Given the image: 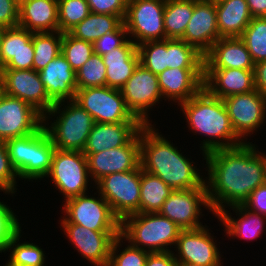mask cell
Here are the masks:
<instances>
[{
	"label": "cell",
	"mask_w": 266,
	"mask_h": 266,
	"mask_svg": "<svg viewBox=\"0 0 266 266\" xmlns=\"http://www.w3.org/2000/svg\"><path fill=\"white\" fill-rule=\"evenodd\" d=\"M204 160L208 168V200L215 215L225 206L243 205L249 194L264 184V153L255 144L245 141L216 149L206 153Z\"/></svg>",
	"instance_id": "obj_1"
},
{
	"label": "cell",
	"mask_w": 266,
	"mask_h": 266,
	"mask_svg": "<svg viewBox=\"0 0 266 266\" xmlns=\"http://www.w3.org/2000/svg\"><path fill=\"white\" fill-rule=\"evenodd\" d=\"M140 165L142 170L160 177L173 190L198 188L207 181L193 161L184 157L151 123L140 129Z\"/></svg>",
	"instance_id": "obj_2"
},
{
	"label": "cell",
	"mask_w": 266,
	"mask_h": 266,
	"mask_svg": "<svg viewBox=\"0 0 266 266\" xmlns=\"http://www.w3.org/2000/svg\"><path fill=\"white\" fill-rule=\"evenodd\" d=\"M179 106L192 132L208 136L200 147L203 156L216 149L231 148L244 143L232 127L223 100L211 95L204 87Z\"/></svg>",
	"instance_id": "obj_3"
},
{
	"label": "cell",
	"mask_w": 266,
	"mask_h": 266,
	"mask_svg": "<svg viewBox=\"0 0 266 266\" xmlns=\"http://www.w3.org/2000/svg\"><path fill=\"white\" fill-rule=\"evenodd\" d=\"M181 230L158 212L134 213L121 220L120 236L130 245L150 253L168 252L171 249L167 246L176 245Z\"/></svg>",
	"instance_id": "obj_4"
},
{
	"label": "cell",
	"mask_w": 266,
	"mask_h": 266,
	"mask_svg": "<svg viewBox=\"0 0 266 266\" xmlns=\"http://www.w3.org/2000/svg\"><path fill=\"white\" fill-rule=\"evenodd\" d=\"M64 103L65 101L55 103L43 116V127L56 149L83 152L95 121L74 100H67V106ZM62 106L63 108L60 109ZM57 114L59 115L49 126V116L56 117Z\"/></svg>",
	"instance_id": "obj_5"
},
{
	"label": "cell",
	"mask_w": 266,
	"mask_h": 266,
	"mask_svg": "<svg viewBox=\"0 0 266 266\" xmlns=\"http://www.w3.org/2000/svg\"><path fill=\"white\" fill-rule=\"evenodd\" d=\"M6 145L19 178L40 180L47 177L56 148L43 125L28 136L7 140Z\"/></svg>",
	"instance_id": "obj_6"
},
{
	"label": "cell",
	"mask_w": 266,
	"mask_h": 266,
	"mask_svg": "<svg viewBox=\"0 0 266 266\" xmlns=\"http://www.w3.org/2000/svg\"><path fill=\"white\" fill-rule=\"evenodd\" d=\"M74 101L93 117L95 123L140 121L127 108L119 89L108 86L77 89Z\"/></svg>",
	"instance_id": "obj_7"
},
{
	"label": "cell",
	"mask_w": 266,
	"mask_h": 266,
	"mask_svg": "<svg viewBox=\"0 0 266 266\" xmlns=\"http://www.w3.org/2000/svg\"><path fill=\"white\" fill-rule=\"evenodd\" d=\"M141 165L131 171L116 172L100 179L98 193L109 203L113 213L122 220L139 213Z\"/></svg>",
	"instance_id": "obj_8"
},
{
	"label": "cell",
	"mask_w": 266,
	"mask_h": 266,
	"mask_svg": "<svg viewBox=\"0 0 266 266\" xmlns=\"http://www.w3.org/2000/svg\"><path fill=\"white\" fill-rule=\"evenodd\" d=\"M166 0H134L127 3L123 20L129 37L137 46L166 39L164 8ZM131 35V36H130Z\"/></svg>",
	"instance_id": "obj_9"
},
{
	"label": "cell",
	"mask_w": 266,
	"mask_h": 266,
	"mask_svg": "<svg viewBox=\"0 0 266 266\" xmlns=\"http://www.w3.org/2000/svg\"><path fill=\"white\" fill-rule=\"evenodd\" d=\"M51 177L56 188L64 195V200L88 194L89 170L87 158L82 151L55 149L51 169L47 177Z\"/></svg>",
	"instance_id": "obj_10"
},
{
	"label": "cell",
	"mask_w": 266,
	"mask_h": 266,
	"mask_svg": "<svg viewBox=\"0 0 266 266\" xmlns=\"http://www.w3.org/2000/svg\"><path fill=\"white\" fill-rule=\"evenodd\" d=\"M86 194L65 200L61 222H70L94 231H120L121 220L113 213L109 203L100 195Z\"/></svg>",
	"instance_id": "obj_11"
},
{
	"label": "cell",
	"mask_w": 266,
	"mask_h": 266,
	"mask_svg": "<svg viewBox=\"0 0 266 266\" xmlns=\"http://www.w3.org/2000/svg\"><path fill=\"white\" fill-rule=\"evenodd\" d=\"M201 206L212 211L205 182L198 188L174 190L158 213L169 218L182 230L197 229L204 226L199 218Z\"/></svg>",
	"instance_id": "obj_12"
},
{
	"label": "cell",
	"mask_w": 266,
	"mask_h": 266,
	"mask_svg": "<svg viewBox=\"0 0 266 266\" xmlns=\"http://www.w3.org/2000/svg\"><path fill=\"white\" fill-rule=\"evenodd\" d=\"M120 91L132 114L143 124H150L147 109H151L163 98L157 75L139 63Z\"/></svg>",
	"instance_id": "obj_13"
},
{
	"label": "cell",
	"mask_w": 266,
	"mask_h": 266,
	"mask_svg": "<svg viewBox=\"0 0 266 266\" xmlns=\"http://www.w3.org/2000/svg\"><path fill=\"white\" fill-rule=\"evenodd\" d=\"M43 125V116L21 99L0 96V141L35 133Z\"/></svg>",
	"instance_id": "obj_14"
},
{
	"label": "cell",
	"mask_w": 266,
	"mask_h": 266,
	"mask_svg": "<svg viewBox=\"0 0 266 266\" xmlns=\"http://www.w3.org/2000/svg\"><path fill=\"white\" fill-rule=\"evenodd\" d=\"M3 93L23 100L44 116L54 106L34 69H0Z\"/></svg>",
	"instance_id": "obj_15"
},
{
	"label": "cell",
	"mask_w": 266,
	"mask_h": 266,
	"mask_svg": "<svg viewBox=\"0 0 266 266\" xmlns=\"http://www.w3.org/2000/svg\"><path fill=\"white\" fill-rule=\"evenodd\" d=\"M222 100L232 127L241 141L263 125L266 118V99L258 90L234 94Z\"/></svg>",
	"instance_id": "obj_16"
},
{
	"label": "cell",
	"mask_w": 266,
	"mask_h": 266,
	"mask_svg": "<svg viewBox=\"0 0 266 266\" xmlns=\"http://www.w3.org/2000/svg\"><path fill=\"white\" fill-rule=\"evenodd\" d=\"M83 154L95 184L106 175L135 170L140 166V131L126 145Z\"/></svg>",
	"instance_id": "obj_17"
},
{
	"label": "cell",
	"mask_w": 266,
	"mask_h": 266,
	"mask_svg": "<svg viewBox=\"0 0 266 266\" xmlns=\"http://www.w3.org/2000/svg\"><path fill=\"white\" fill-rule=\"evenodd\" d=\"M61 226L83 258L95 266L108 265L113 242L120 231H94L70 222H61Z\"/></svg>",
	"instance_id": "obj_18"
},
{
	"label": "cell",
	"mask_w": 266,
	"mask_h": 266,
	"mask_svg": "<svg viewBox=\"0 0 266 266\" xmlns=\"http://www.w3.org/2000/svg\"><path fill=\"white\" fill-rule=\"evenodd\" d=\"M200 227L197 229L181 230L176 241L178 255L174 254L177 262L191 263L201 266H223L221 252L214 242L209 229Z\"/></svg>",
	"instance_id": "obj_19"
},
{
	"label": "cell",
	"mask_w": 266,
	"mask_h": 266,
	"mask_svg": "<svg viewBox=\"0 0 266 266\" xmlns=\"http://www.w3.org/2000/svg\"><path fill=\"white\" fill-rule=\"evenodd\" d=\"M219 38L215 1L194 0V11L181 39L205 55Z\"/></svg>",
	"instance_id": "obj_20"
},
{
	"label": "cell",
	"mask_w": 266,
	"mask_h": 266,
	"mask_svg": "<svg viewBox=\"0 0 266 266\" xmlns=\"http://www.w3.org/2000/svg\"><path fill=\"white\" fill-rule=\"evenodd\" d=\"M157 77L163 99L181 104L203 88L204 68H167Z\"/></svg>",
	"instance_id": "obj_21"
},
{
	"label": "cell",
	"mask_w": 266,
	"mask_h": 266,
	"mask_svg": "<svg viewBox=\"0 0 266 266\" xmlns=\"http://www.w3.org/2000/svg\"><path fill=\"white\" fill-rule=\"evenodd\" d=\"M33 33L19 25L5 29L1 41L0 69H33Z\"/></svg>",
	"instance_id": "obj_22"
},
{
	"label": "cell",
	"mask_w": 266,
	"mask_h": 266,
	"mask_svg": "<svg viewBox=\"0 0 266 266\" xmlns=\"http://www.w3.org/2000/svg\"><path fill=\"white\" fill-rule=\"evenodd\" d=\"M203 87L213 96L224 99L255 90L254 70L204 68Z\"/></svg>",
	"instance_id": "obj_23"
},
{
	"label": "cell",
	"mask_w": 266,
	"mask_h": 266,
	"mask_svg": "<svg viewBox=\"0 0 266 266\" xmlns=\"http://www.w3.org/2000/svg\"><path fill=\"white\" fill-rule=\"evenodd\" d=\"M48 97L54 102L75 100L77 90L76 72L62 55L51 60L38 72Z\"/></svg>",
	"instance_id": "obj_24"
},
{
	"label": "cell",
	"mask_w": 266,
	"mask_h": 266,
	"mask_svg": "<svg viewBox=\"0 0 266 266\" xmlns=\"http://www.w3.org/2000/svg\"><path fill=\"white\" fill-rule=\"evenodd\" d=\"M141 121L128 123H95L83 153H99L126 145L141 129Z\"/></svg>",
	"instance_id": "obj_25"
},
{
	"label": "cell",
	"mask_w": 266,
	"mask_h": 266,
	"mask_svg": "<svg viewBox=\"0 0 266 266\" xmlns=\"http://www.w3.org/2000/svg\"><path fill=\"white\" fill-rule=\"evenodd\" d=\"M254 65L240 37L219 38L204 55V68L254 70Z\"/></svg>",
	"instance_id": "obj_26"
},
{
	"label": "cell",
	"mask_w": 266,
	"mask_h": 266,
	"mask_svg": "<svg viewBox=\"0 0 266 266\" xmlns=\"http://www.w3.org/2000/svg\"><path fill=\"white\" fill-rule=\"evenodd\" d=\"M106 65V86L121 89L140 63L137 45L128 39L102 56Z\"/></svg>",
	"instance_id": "obj_27"
},
{
	"label": "cell",
	"mask_w": 266,
	"mask_h": 266,
	"mask_svg": "<svg viewBox=\"0 0 266 266\" xmlns=\"http://www.w3.org/2000/svg\"><path fill=\"white\" fill-rule=\"evenodd\" d=\"M18 25L31 32L59 31L58 0H23Z\"/></svg>",
	"instance_id": "obj_28"
},
{
	"label": "cell",
	"mask_w": 266,
	"mask_h": 266,
	"mask_svg": "<svg viewBox=\"0 0 266 266\" xmlns=\"http://www.w3.org/2000/svg\"><path fill=\"white\" fill-rule=\"evenodd\" d=\"M221 38L241 37L252 16L246 0H215Z\"/></svg>",
	"instance_id": "obj_29"
},
{
	"label": "cell",
	"mask_w": 266,
	"mask_h": 266,
	"mask_svg": "<svg viewBox=\"0 0 266 266\" xmlns=\"http://www.w3.org/2000/svg\"><path fill=\"white\" fill-rule=\"evenodd\" d=\"M235 210L236 216L239 215L237 219L232 218L231 214L227 209L220 211L216 217L225 226V232L227 236L238 237L241 239L254 240L261 236L263 226L266 217L257 213H253L242 205H237L230 207ZM264 221V222H263Z\"/></svg>",
	"instance_id": "obj_30"
},
{
	"label": "cell",
	"mask_w": 266,
	"mask_h": 266,
	"mask_svg": "<svg viewBox=\"0 0 266 266\" xmlns=\"http://www.w3.org/2000/svg\"><path fill=\"white\" fill-rule=\"evenodd\" d=\"M173 191L160 177L141 167L139 213L158 212Z\"/></svg>",
	"instance_id": "obj_31"
},
{
	"label": "cell",
	"mask_w": 266,
	"mask_h": 266,
	"mask_svg": "<svg viewBox=\"0 0 266 266\" xmlns=\"http://www.w3.org/2000/svg\"><path fill=\"white\" fill-rule=\"evenodd\" d=\"M194 11V0H166L164 29L166 39H181Z\"/></svg>",
	"instance_id": "obj_32"
},
{
	"label": "cell",
	"mask_w": 266,
	"mask_h": 266,
	"mask_svg": "<svg viewBox=\"0 0 266 266\" xmlns=\"http://www.w3.org/2000/svg\"><path fill=\"white\" fill-rule=\"evenodd\" d=\"M123 21L115 15L90 13L69 33L77 39L94 43L106 33L114 31Z\"/></svg>",
	"instance_id": "obj_33"
},
{
	"label": "cell",
	"mask_w": 266,
	"mask_h": 266,
	"mask_svg": "<svg viewBox=\"0 0 266 266\" xmlns=\"http://www.w3.org/2000/svg\"><path fill=\"white\" fill-rule=\"evenodd\" d=\"M62 38L63 33L60 31L33 33V69L35 71H41L51 60L61 54Z\"/></svg>",
	"instance_id": "obj_34"
},
{
	"label": "cell",
	"mask_w": 266,
	"mask_h": 266,
	"mask_svg": "<svg viewBox=\"0 0 266 266\" xmlns=\"http://www.w3.org/2000/svg\"><path fill=\"white\" fill-rule=\"evenodd\" d=\"M168 68H204V55L182 39H168Z\"/></svg>",
	"instance_id": "obj_35"
},
{
	"label": "cell",
	"mask_w": 266,
	"mask_h": 266,
	"mask_svg": "<svg viewBox=\"0 0 266 266\" xmlns=\"http://www.w3.org/2000/svg\"><path fill=\"white\" fill-rule=\"evenodd\" d=\"M240 38L254 64L266 60V17H252Z\"/></svg>",
	"instance_id": "obj_36"
},
{
	"label": "cell",
	"mask_w": 266,
	"mask_h": 266,
	"mask_svg": "<svg viewBox=\"0 0 266 266\" xmlns=\"http://www.w3.org/2000/svg\"><path fill=\"white\" fill-rule=\"evenodd\" d=\"M21 231L7 245L6 251L11 250L9 261L17 266H44L46 257L43 249L33 243H20Z\"/></svg>",
	"instance_id": "obj_37"
},
{
	"label": "cell",
	"mask_w": 266,
	"mask_h": 266,
	"mask_svg": "<svg viewBox=\"0 0 266 266\" xmlns=\"http://www.w3.org/2000/svg\"><path fill=\"white\" fill-rule=\"evenodd\" d=\"M140 64L158 75L168 68V39L149 41L137 46Z\"/></svg>",
	"instance_id": "obj_38"
},
{
	"label": "cell",
	"mask_w": 266,
	"mask_h": 266,
	"mask_svg": "<svg viewBox=\"0 0 266 266\" xmlns=\"http://www.w3.org/2000/svg\"><path fill=\"white\" fill-rule=\"evenodd\" d=\"M90 13L86 0H58L59 31L69 32Z\"/></svg>",
	"instance_id": "obj_39"
},
{
	"label": "cell",
	"mask_w": 266,
	"mask_h": 266,
	"mask_svg": "<svg viewBox=\"0 0 266 266\" xmlns=\"http://www.w3.org/2000/svg\"><path fill=\"white\" fill-rule=\"evenodd\" d=\"M77 89L106 86V65L102 56L93 53L76 71Z\"/></svg>",
	"instance_id": "obj_40"
},
{
	"label": "cell",
	"mask_w": 266,
	"mask_h": 266,
	"mask_svg": "<svg viewBox=\"0 0 266 266\" xmlns=\"http://www.w3.org/2000/svg\"><path fill=\"white\" fill-rule=\"evenodd\" d=\"M94 53L93 43L80 40L69 32L63 33L61 54L76 72Z\"/></svg>",
	"instance_id": "obj_41"
},
{
	"label": "cell",
	"mask_w": 266,
	"mask_h": 266,
	"mask_svg": "<svg viewBox=\"0 0 266 266\" xmlns=\"http://www.w3.org/2000/svg\"><path fill=\"white\" fill-rule=\"evenodd\" d=\"M122 240L123 238L121 236H118L114 240L107 266H145L150 252L128 244L118 254V248L121 246Z\"/></svg>",
	"instance_id": "obj_42"
},
{
	"label": "cell",
	"mask_w": 266,
	"mask_h": 266,
	"mask_svg": "<svg viewBox=\"0 0 266 266\" xmlns=\"http://www.w3.org/2000/svg\"><path fill=\"white\" fill-rule=\"evenodd\" d=\"M0 201V253L5 252L8 243L21 230L17 215Z\"/></svg>",
	"instance_id": "obj_43"
},
{
	"label": "cell",
	"mask_w": 266,
	"mask_h": 266,
	"mask_svg": "<svg viewBox=\"0 0 266 266\" xmlns=\"http://www.w3.org/2000/svg\"><path fill=\"white\" fill-rule=\"evenodd\" d=\"M17 177L18 174L11 165L6 142L0 141V191L14 194Z\"/></svg>",
	"instance_id": "obj_44"
},
{
	"label": "cell",
	"mask_w": 266,
	"mask_h": 266,
	"mask_svg": "<svg viewBox=\"0 0 266 266\" xmlns=\"http://www.w3.org/2000/svg\"><path fill=\"white\" fill-rule=\"evenodd\" d=\"M128 37L124 22H122L114 31L104 34L93 43L94 53L100 56L108 51L120 47Z\"/></svg>",
	"instance_id": "obj_45"
},
{
	"label": "cell",
	"mask_w": 266,
	"mask_h": 266,
	"mask_svg": "<svg viewBox=\"0 0 266 266\" xmlns=\"http://www.w3.org/2000/svg\"><path fill=\"white\" fill-rule=\"evenodd\" d=\"M90 11L97 14L118 16L122 21L126 15L127 4L124 0H86Z\"/></svg>",
	"instance_id": "obj_46"
},
{
	"label": "cell",
	"mask_w": 266,
	"mask_h": 266,
	"mask_svg": "<svg viewBox=\"0 0 266 266\" xmlns=\"http://www.w3.org/2000/svg\"><path fill=\"white\" fill-rule=\"evenodd\" d=\"M242 206L253 213L266 217V184L256 187Z\"/></svg>",
	"instance_id": "obj_47"
},
{
	"label": "cell",
	"mask_w": 266,
	"mask_h": 266,
	"mask_svg": "<svg viewBox=\"0 0 266 266\" xmlns=\"http://www.w3.org/2000/svg\"><path fill=\"white\" fill-rule=\"evenodd\" d=\"M19 3L16 0H0V26L5 28L18 25Z\"/></svg>",
	"instance_id": "obj_48"
},
{
	"label": "cell",
	"mask_w": 266,
	"mask_h": 266,
	"mask_svg": "<svg viewBox=\"0 0 266 266\" xmlns=\"http://www.w3.org/2000/svg\"><path fill=\"white\" fill-rule=\"evenodd\" d=\"M145 266H177L173 251L149 253Z\"/></svg>",
	"instance_id": "obj_49"
},
{
	"label": "cell",
	"mask_w": 266,
	"mask_h": 266,
	"mask_svg": "<svg viewBox=\"0 0 266 266\" xmlns=\"http://www.w3.org/2000/svg\"><path fill=\"white\" fill-rule=\"evenodd\" d=\"M255 88L266 99V60L254 65Z\"/></svg>",
	"instance_id": "obj_50"
},
{
	"label": "cell",
	"mask_w": 266,
	"mask_h": 266,
	"mask_svg": "<svg viewBox=\"0 0 266 266\" xmlns=\"http://www.w3.org/2000/svg\"><path fill=\"white\" fill-rule=\"evenodd\" d=\"M252 17H266V0H246Z\"/></svg>",
	"instance_id": "obj_51"
},
{
	"label": "cell",
	"mask_w": 266,
	"mask_h": 266,
	"mask_svg": "<svg viewBox=\"0 0 266 266\" xmlns=\"http://www.w3.org/2000/svg\"><path fill=\"white\" fill-rule=\"evenodd\" d=\"M177 266H201V265L185 263V262H177Z\"/></svg>",
	"instance_id": "obj_52"
},
{
	"label": "cell",
	"mask_w": 266,
	"mask_h": 266,
	"mask_svg": "<svg viewBox=\"0 0 266 266\" xmlns=\"http://www.w3.org/2000/svg\"><path fill=\"white\" fill-rule=\"evenodd\" d=\"M5 27L4 26H0V50H1V41H2V36L5 32Z\"/></svg>",
	"instance_id": "obj_53"
},
{
	"label": "cell",
	"mask_w": 266,
	"mask_h": 266,
	"mask_svg": "<svg viewBox=\"0 0 266 266\" xmlns=\"http://www.w3.org/2000/svg\"><path fill=\"white\" fill-rule=\"evenodd\" d=\"M264 183L266 184V154L264 153Z\"/></svg>",
	"instance_id": "obj_54"
},
{
	"label": "cell",
	"mask_w": 266,
	"mask_h": 266,
	"mask_svg": "<svg viewBox=\"0 0 266 266\" xmlns=\"http://www.w3.org/2000/svg\"><path fill=\"white\" fill-rule=\"evenodd\" d=\"M3 93V87H2V77L0 75V96L2 95Z\"/></svg>",
	"instance_id": "obj_55"
},
{
	"label": "cell",
	"mask_w": 266,
	"mask_h": 266,
	"mask_svg": "<svg viewBox=\"0 0 266 266\" xmlns=\"http://www.w3.org/2000/svg\"><path fill=\"white\" fill-rule=\"evenodd\" d=\"M5 266H17V265H14L13 263H11V262L8 260V263H6Z\"/></svg>",
	"instance_id": "obj_56"
},
{
	"label": "cell",
	"mask_w": 266,
	"mask_h": 266,
	"mask_svg": "<svg viewBox=\"0 0 266 266\" xmlns=\"http://www.w3.org/2000/svg\"><path fill=\"white\" fill-rule=\"evenodd\" d=\"M125 1V3L127 4V3H130V2H132V1H134V0H124Z\"/></svg>",
	"instance_id": "obj_57"
}]
</instances>
